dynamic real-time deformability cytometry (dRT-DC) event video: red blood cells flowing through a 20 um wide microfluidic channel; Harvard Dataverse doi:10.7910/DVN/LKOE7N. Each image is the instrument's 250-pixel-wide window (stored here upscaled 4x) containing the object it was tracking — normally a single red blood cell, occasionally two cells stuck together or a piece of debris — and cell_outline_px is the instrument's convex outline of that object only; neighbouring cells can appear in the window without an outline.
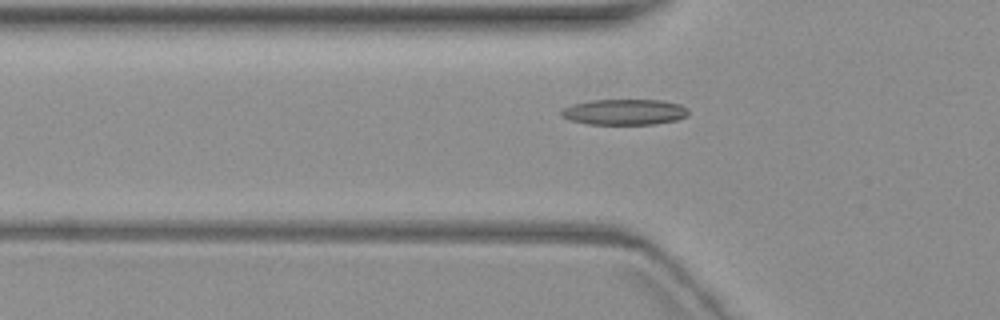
{"species": "common noctule bat (a hibernating species)", "species_latin": "Nyctalus noctula", "temperature_condition": "warm", "stored_images_in_passage": 7, "camera_frame_rate_fps": 3000, "um_per_image_px": 0.085, "animal": {"sex": "female", "body_mass_g": 19.3, "forearm_length_mm": 54.1}, "frame": {"image": 1, "passage_image": 7, "time_ms": 7.333, "image_size_px": [1000, 320], "cell_outline_px": [[688, 112], [684, 116], [676, 120], [656, 124], [588, 124], [572, 120], [560, 116], [560, 112], [564, 108], [572, 104], [592, 100], [660, 100], [680, 104], [688, 108]], "centroid_in_image_um": [53.07, 9.52], "position_along_channel_um": 72.7, "area_um2": 18.96}}